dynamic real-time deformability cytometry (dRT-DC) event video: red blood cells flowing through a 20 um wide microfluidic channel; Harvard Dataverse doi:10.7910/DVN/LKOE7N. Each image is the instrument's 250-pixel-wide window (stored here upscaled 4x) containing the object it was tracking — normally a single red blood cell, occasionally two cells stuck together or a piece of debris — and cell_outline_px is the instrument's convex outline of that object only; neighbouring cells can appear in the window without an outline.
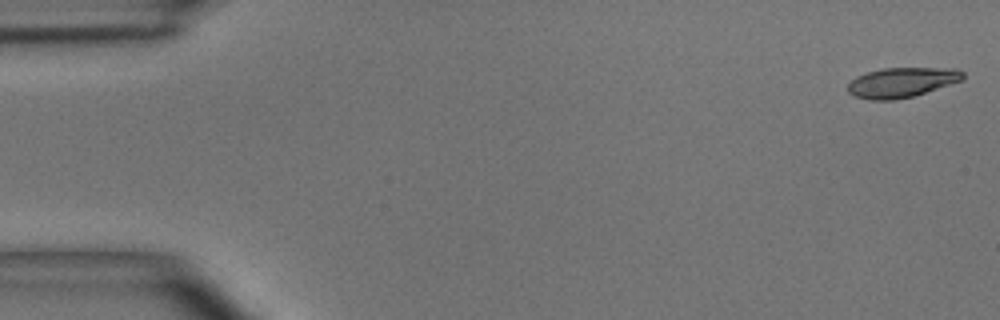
{"species": "common noctule bat (a hibernating species)", "species_latin": "Nyctalus noctula", "temperature_condition": "room temperature", "stored_images_in_passage": 51, "camera_frame_rate_fps": 3000, "um_per_image_px": 0.085, "animal": {"sex": "male", "body_mass_g": 15.6}, "frame": {"image": 1, "passage_image": 1, "time_ms": 0.0, "image_size_px": [1000, 320], "cell_outline_px": [[964, 80], [912, 96], [896, 100], [868, 100], [852, 96], [848, 92], [848, 84], [856, 76], [868, 72], [884, 68], [956, 68], [964, 72]], "centroid_in_image_um": [76.64, 7.01], "position_along_channel_um": 8.4, "area_um2": 20.11}}
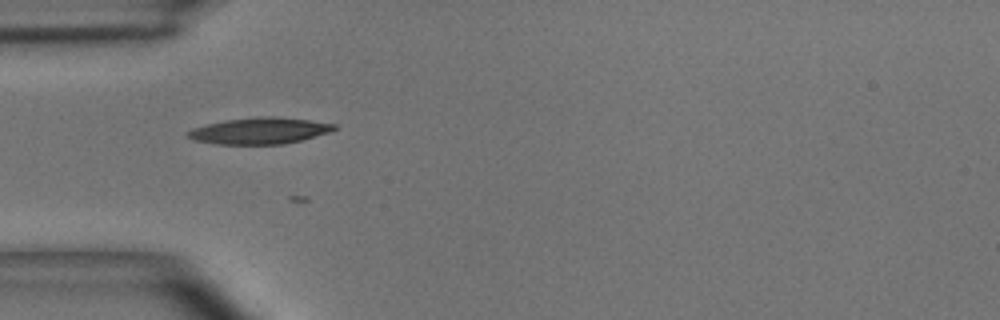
{"frame": {"image": 2, "passage_image": 15, "time_ms": 4.667, "image_size_px": [1000, 320], "cell_outline_px": [[340, 128], [332, 132], [284, 144], [216, 144], [192, 140], [184, 136], [184, 132], [192, 128], [204, 124], [224, 120], [260, 116], [276, 116], [308, 120], [336, 124]], "centroid_in_image_um": [22.02, 11.11], "position_along_channel_um": 63.0, "area_um2": 22.95}}
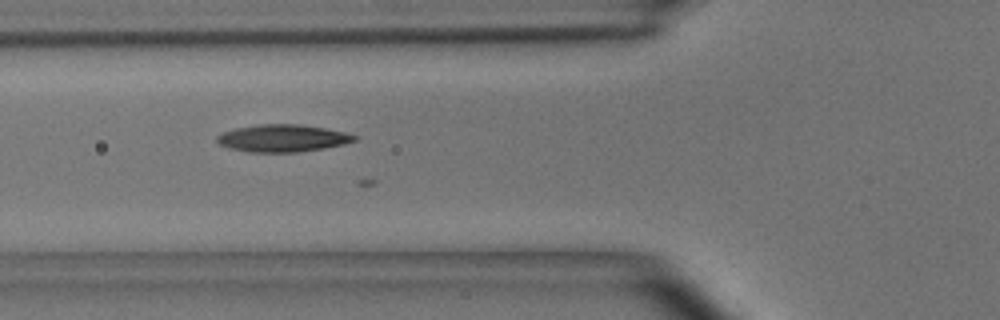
{"frame": {"image": 3, "passage_image": 18, "time_ms": 5.667, "image_size_px": [1000, 320], "cell_outline_px": [[360, 136], [356, 140], [344, 144], [324, 148], [296, 152], [248, 152], [228, 148], [220, 144], [216, 140], [216, 136], [224, 132], [236, 128], [260, 124], [300, 124], [324, 128], [344, 132]], "centroid_in_image_um": [24.03, 11.75], "position_along_channel_um": 101.8, "area_um2": 21.85}}